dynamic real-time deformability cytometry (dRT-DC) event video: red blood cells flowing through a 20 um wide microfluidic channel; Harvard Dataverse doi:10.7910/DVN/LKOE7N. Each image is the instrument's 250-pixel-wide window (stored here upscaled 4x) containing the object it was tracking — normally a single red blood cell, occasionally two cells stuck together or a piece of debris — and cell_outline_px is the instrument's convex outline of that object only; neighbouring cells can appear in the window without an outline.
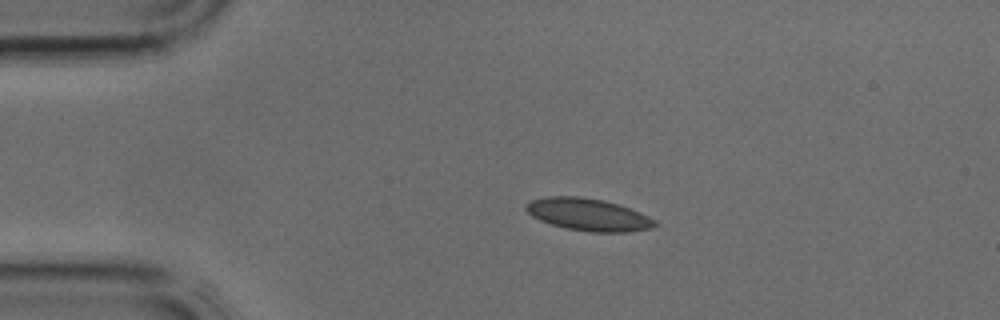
{"species": "common noctule bat (a hibernating species)", "species_latin": "Nyctalus noctula", "temperature_condition": "cold", "stored_images_in_passage": 3, "camera_frame_rate_fps": 3000, "um_per_image_px": 0.085, "animal": {"sex": "male", "body_mass_g": 17.9, "forearm_length_mm": 54.2}, "frame": {"image": 1, "passage_image": 2, "time_ms": 0.333, "image_size_px": [1000, 320], "cell_outline_px": [[660, 224], [652, 228], [624, 232], [592, 232], [568, 228], [552, 224], [540, 220], [532, 216], [524, 208], [532, 200], [548, 196], [576, 196], [604, 200], [640, 212], [656, 220]], "centroid_in_image_um": [50.03, 18.24], "position_along_channel_um": 35.0, "area_um2": 23.99}}